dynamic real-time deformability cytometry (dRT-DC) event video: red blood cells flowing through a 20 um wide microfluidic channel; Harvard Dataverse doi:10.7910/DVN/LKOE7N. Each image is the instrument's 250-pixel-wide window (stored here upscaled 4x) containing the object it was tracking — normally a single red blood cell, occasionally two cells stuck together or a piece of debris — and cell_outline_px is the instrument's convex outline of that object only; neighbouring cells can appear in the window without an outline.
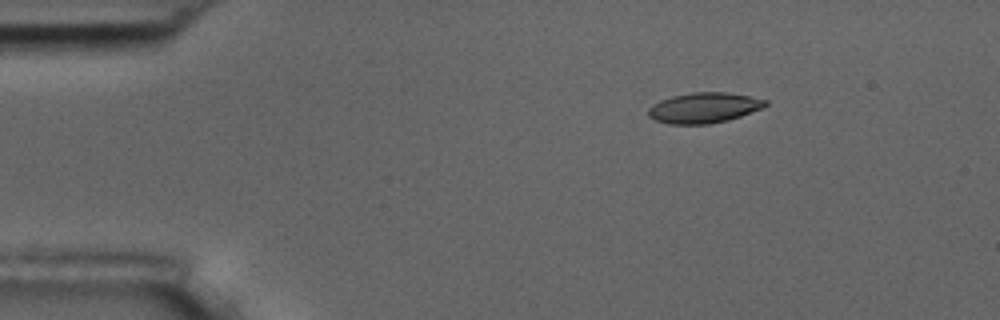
{"species": "common noctule bat (a hibernating species)", "species_latin": "Nyctalus noctula", "temperature_condition": "room temperature", "stored_images_in_passage": 5, "camera_frame_rate_fps": 3000, "um_per_image_px": 0.085, "animal": {"sex": "male", "body_mass_g": 17.5, "forearm_length_mm": 52.3}, "frame": {"image": 1, "passage_image": 3, "time_ms": 2.333, "image_size_px": [1000, 320], "cell_outline_px": [[768, 104], [760, 108], [740, 116], [728, 120], [708, 124], [668, 124], [656, 120], [648, 116], [648, 108], [652, 104], [660, 100], [672, 96], [692, 92], [724, 92], [748, 96], [768, 100]], "centroid_in_image_um": [59.79, 9.16], "position_along_channel_um": 25.2, "area_um2": 20.63}}